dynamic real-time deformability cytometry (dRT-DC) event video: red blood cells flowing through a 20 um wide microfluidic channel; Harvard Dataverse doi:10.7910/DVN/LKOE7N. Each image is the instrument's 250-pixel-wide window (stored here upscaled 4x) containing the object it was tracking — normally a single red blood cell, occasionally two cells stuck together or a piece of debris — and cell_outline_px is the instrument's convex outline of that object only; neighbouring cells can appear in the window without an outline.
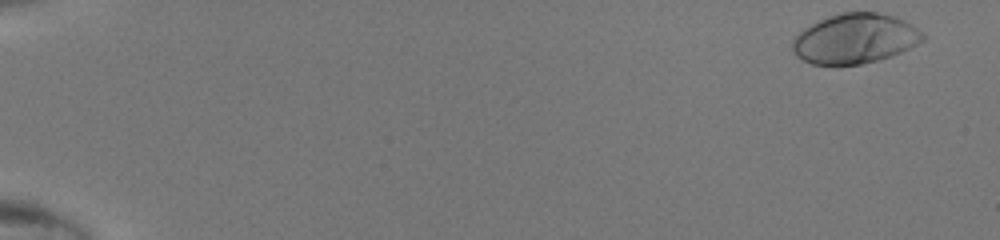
{"species": "human", "species_latin": "Homo sapiens", "temperature_condition": "room temperature", "stored_images_in_passage": 47, "camera_frame_rate_fps": 3000, "um_per_image_px": 0.085, "donor": {"sex": "male"}, "frame": {"image": 1, "passage_image": 1, "time_ms": 0.0, "image_size_px": [1000, 240], "cell_outline_px": [[928, 36], [924, 40], [892, 56], [860, 64], [812, 64], [796, 56], [792, 48], [792, 40], [804, 28], [828, 16], [840, 12], [876, 12], [896, 16], [912, 24], [924, 32]], "centroid_in_image_um": [72.71, 3.27], "position_along_channel_um": 12.3, "area_um2": 37.86}}
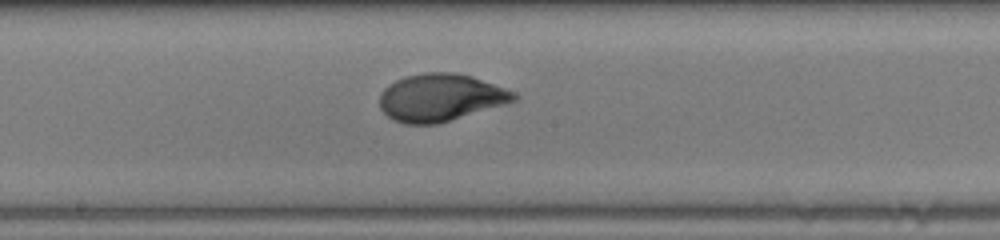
{"frame": {"image": 2, "passage_image": 27, "time_ms": 8.667, "image_size_px": [1000, 240], "cell_outline_px": [[520, 100], [436, 124], [404, 124], [392, 120], [380, 108], [380, 92], [384, 88], [396, 80], [404, 76], [424, 72], [456, 72], [472, 76], [516, 92], [520, 96]], "centroid_in_image_um": [37.46, 8.28], "position_along_channel_um": 210.7, "area_um2": 37.4}}
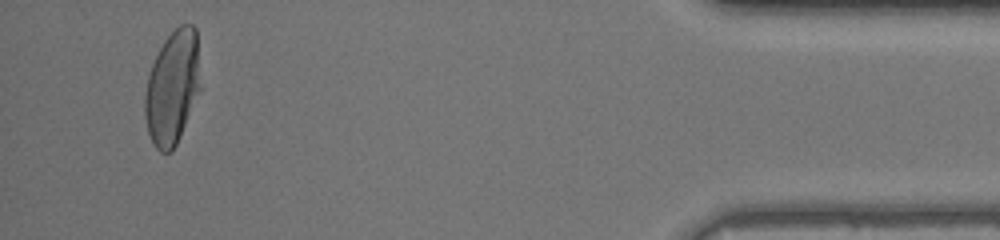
{"frame": {"image": 3, "passage_image": 45, "time_ms": 14.667, "image_size_px": [1000, 240], "cell_outline_px": [[200, 92], [180, 136], [172, 152], [160, 152], [152, 144], [148, 132], [144, 116], [144, 96], [148, 76], [152, 64], [164, 40], [180, 24], [192, 24], [196, 28], [200, 88]], "centroid_in_image_um": [14.64, 7.46], "position_along_channel_um": 420.6, "area_um2": 36.88}}